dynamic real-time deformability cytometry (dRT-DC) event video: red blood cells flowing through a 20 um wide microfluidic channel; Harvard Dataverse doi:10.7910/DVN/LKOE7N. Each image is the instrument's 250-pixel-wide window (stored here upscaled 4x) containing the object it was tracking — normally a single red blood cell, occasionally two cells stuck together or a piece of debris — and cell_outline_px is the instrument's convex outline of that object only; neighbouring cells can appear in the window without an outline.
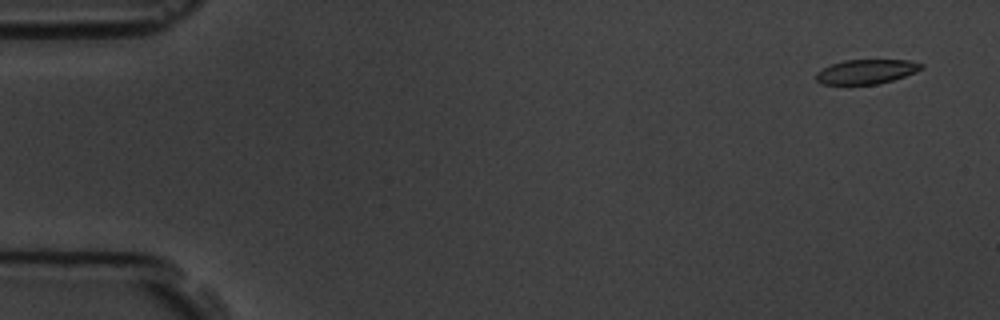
{"species": "common noctule bat (a hibernating species)", "species_latin": "Nyctalus noctula", "temperature_condition": "room temperature", "stored_images_in_passage": 5, "camera_frame_rate_fps": 3000, "um_per_image_px": 0.085, "animal": {"sex": "male", "body_mass_g": 19.5, "forearm_length_mm": 54.6}, "frame": {"image": 1, "passage_image": 1, "time_ms": 0.0, "image_size_px": [1000, 320], "cell_outline_px": [[924, 68], [916, 72], [880, 84], [820, 84], [816, 80], [816, 72], [832, 64], [844, 60], [908, 60], [924, 64]], "centroid_in_image_um": [73.65, 6.09], "position_along_channel_um": 11.3, "area_um2": 14.97}}
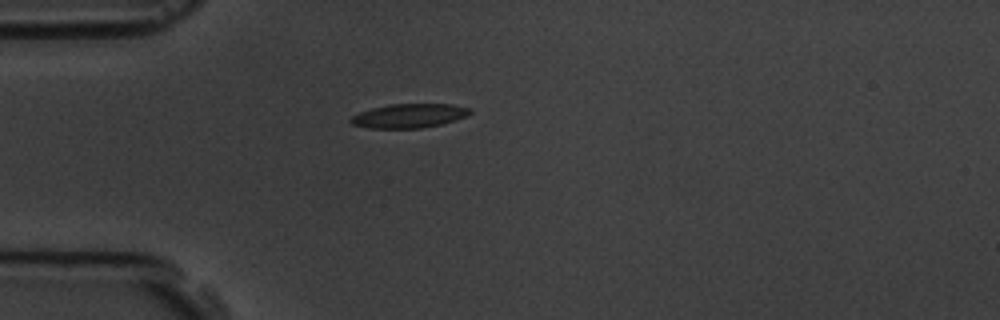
{"frame": {"image": 2, "passage_image": 5, "time_ms": 4.333, "image_size_px": [1000, 320], "cell_outline_px": [[472, 112], [468, 116], [456, 120], [440, 124], [420, 128], [368, 128], [352, 124], [348, 120], [352, 116], [360, 112], [372, 108], [388, 104], [452, 104], [472, 108]], "centroid_in_image_um": [34.8, 9.83], "position_along_channel_um": 50.2, "area_um2": 16.82}}